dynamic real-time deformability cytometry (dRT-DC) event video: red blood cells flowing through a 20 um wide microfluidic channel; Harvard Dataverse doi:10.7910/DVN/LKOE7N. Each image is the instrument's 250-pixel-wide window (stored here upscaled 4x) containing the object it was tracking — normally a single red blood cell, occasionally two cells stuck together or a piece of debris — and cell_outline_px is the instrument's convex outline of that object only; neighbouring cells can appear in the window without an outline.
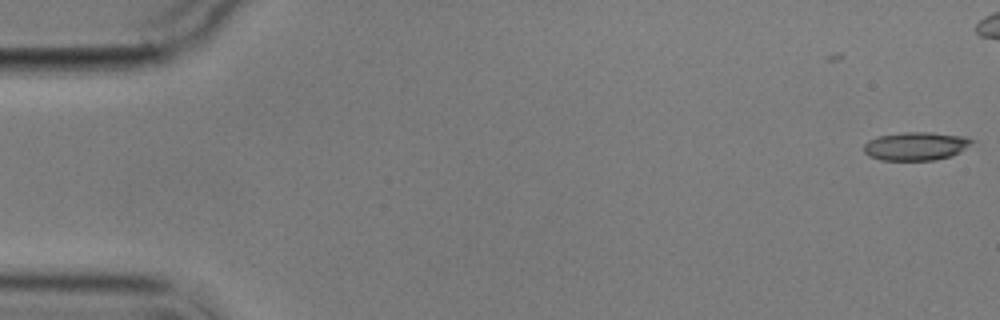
{"species": "common noctule bat (a hibernating species)", "species_latin": "Nyctalus noctula", "temperature_condition": "cold", "stored_images_in_passage": 7, "camera_frame_rate_fps": 3000, "um_per_image_px": 0.085, "animal": {"sex": "male", "body_mass_g": 17.9}, "frame": {"image": 1, "passage_image": 2, "time_ms": 1.333, "image_size_px": [1000, 320], "cell_outline_px": [[976, 140], [952, 156], [932, 160], [880, 160], [868, 156], [864, 152], [864, 144], [868, 140], [876, 136], [904, 132], [932, 132], [964, 136]], "centroid_in_image_um": [77.81, 12.41], "position_along_channel_um": 7.2, "area_um2": 17.92}}
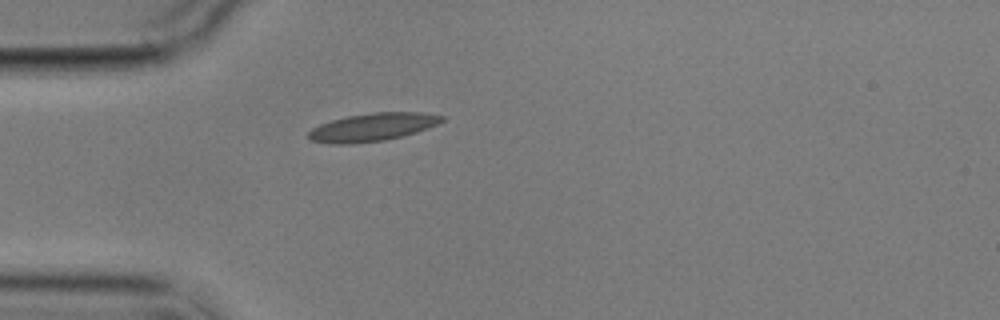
{"frame": {"image": 2, "passage_image": 7, "time_ms": 8.333, "image_size_px": [1000, 320], "cell_outline_px": [[444, 120], [428, 128], [416, 132], [384, 140], [352, 144], [328, 144], [308, 140], [308, 132], [312, 128], [320, 124], [332, 120], [348, 116], [372, 112], [420, 112], [444, 116]], "centroid_in_image_um": [31.62, 10.81], "position_along_channel_um": 53.4, "area_um2": 21.73}}